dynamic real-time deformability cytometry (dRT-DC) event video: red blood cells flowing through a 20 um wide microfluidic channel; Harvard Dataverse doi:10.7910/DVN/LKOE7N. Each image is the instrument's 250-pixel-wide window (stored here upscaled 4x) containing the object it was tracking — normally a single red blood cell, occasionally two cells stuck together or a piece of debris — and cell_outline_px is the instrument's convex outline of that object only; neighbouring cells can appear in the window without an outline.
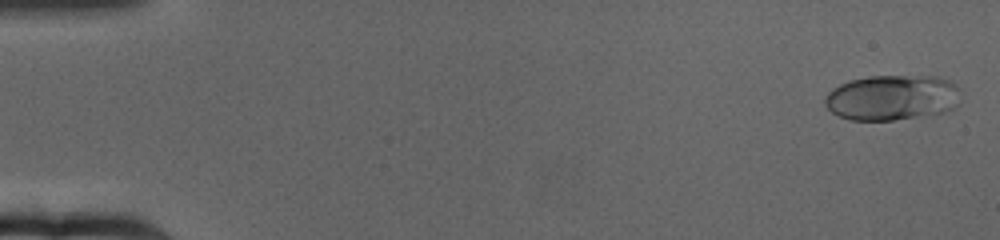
{"species": "human", "species_latin": "Homo sapiens", "temperature_condition": "cold", "stored_images_in_passage": 65, "camera_frame_rate_fps": 3000, "um_per_image_px": 0.085, "donor": {"sex": "female"}, "frame": {"image": 1, "passage_image": 2, "time_ms": 0.333, "image_size_px": [1000, 240], "cell_outline_px": [[960, 104], [944, 112], [892, 120], [852, 120], [840, 116], [832, 112], [824, 104], [824, 100], [828, 92], [832, 88], [848, 80], [868, 76], [936, 76], [952, 80], [956, 84]], "centroid_in_image_um": [75.82, 8.28], "position_along_channel_um": 9.2, "area_um2": 36.01}}
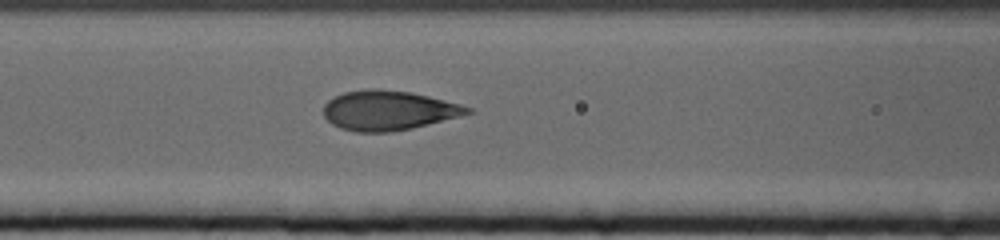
{"frame": {"image": 2, "passage_image": 28, "time_ms": 9.0, "image_size_px": [1000, 240], "cell_outline_px": [[476, 112], [412, 128], [392, 132], [356, 132], [340, 128], [332, 124], [324, 116], [324, 104], [328, 100], [344, 92], [408, 92], [428, 96], [460, 104], [472, 108]], "centroid_in_image_um": [33.05, 9.44], "position_along_channel_um": 133.5, "area_um2": 32.19}}
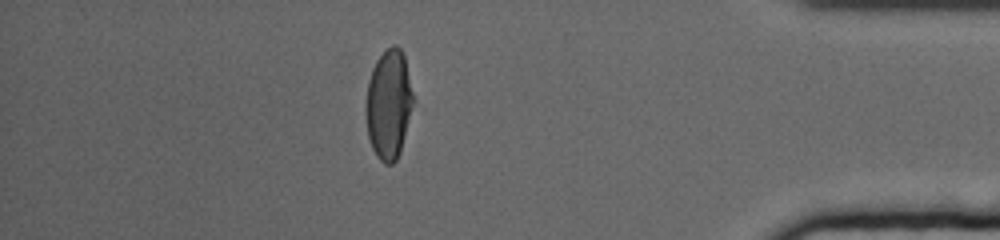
{"frame": {"image": 3, "passage_image": 57, "time_ms": 18.667, "image_size_px": [1000, 240], "cell_outline_px": [[416, 100], [400, 152], [396, 160], [392, 164], [384, 164], [376, 156], [372, 148], [368, 136], [364, 112], [364, 104], [368, 80], [372, 68], [376, 60], [392, 44], [396, 44], [400, 48], [404, 56]], "centroid_in_image_um": [33.05, 8.87], "position_along_channel_um": 402.2, "area_um2": 31.04}, "authors_computed_cell_mechanics": {"area_um2": 33.5818, "velocity_mm_per_s": 3.1463, "shape_relaxation_time_tau1_ms": 5.3099, "shape_relaxation_time_tau2_ms": null, "deformation_change_tau1": 0.1787, "deformation_change_tau2": null}}